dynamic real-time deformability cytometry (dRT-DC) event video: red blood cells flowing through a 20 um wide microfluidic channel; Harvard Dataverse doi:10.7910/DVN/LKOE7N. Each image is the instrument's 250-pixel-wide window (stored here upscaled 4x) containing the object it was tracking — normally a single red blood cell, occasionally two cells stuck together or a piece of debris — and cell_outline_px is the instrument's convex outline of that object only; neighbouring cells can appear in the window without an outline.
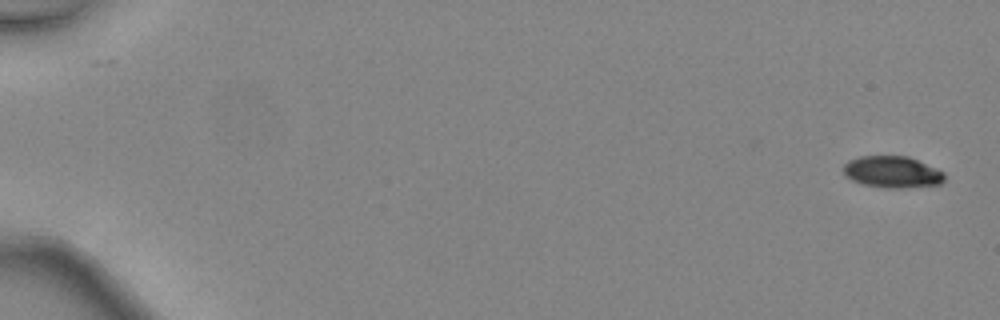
{"species": "common noctule bat (a hibernating species)", "species_latin": "Nyctalus noctula", "temperature_condition": "warm", "stored_images_in_passage": 47, "camera_frame_rate_fps": 3000, "um_per_image_px": 0.085, "animal": {"sex": "female", "body_mass_g": 24.6, "forearm_length_mm": 56.2}, "frame": {"image": 1, "passage_image": 1, "time_ms": 0.0, "image_size_px": [1000, 320], "cell_outline_px": [[944, 180], [940, 184], [896, 188], [888, 188], [864, 184], [852, 180], [844, 176], [844, 164], [848, 160], [860, 156], [908, 156], [936, 168], [944, 172]], "centroid_in_image_um": [75.82, 14.61], "position_along_channel_um": 9.2, "area_um2": 18.5}}
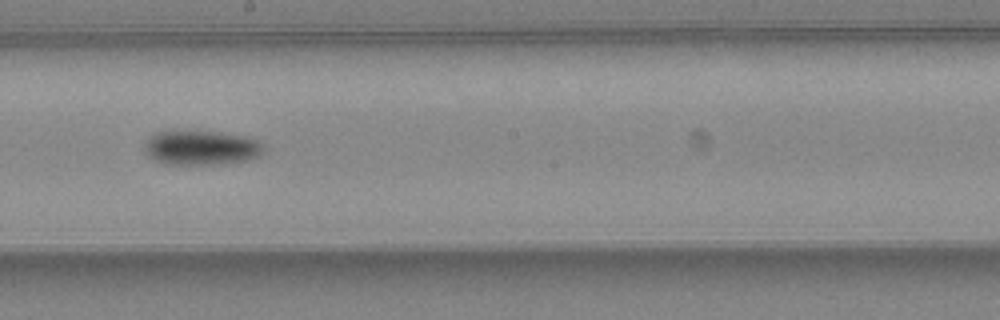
{"frame": {"image": 2, "passage_image": 28, "time_ms": 9.0, "image_size_px": [1000, 320], "cell_outline_px": [[264, 152], [248, 160], [224, 164], [164, 164], [148, 156], [144, 152], [144, 144], [156, 132], [172, 128], [220, 132], [248, 136], [264, 144]], "centroid_in_image_um": [17.08, 12.52], "position_along_channel_um": 231.1, "area_um2": 24.8}}
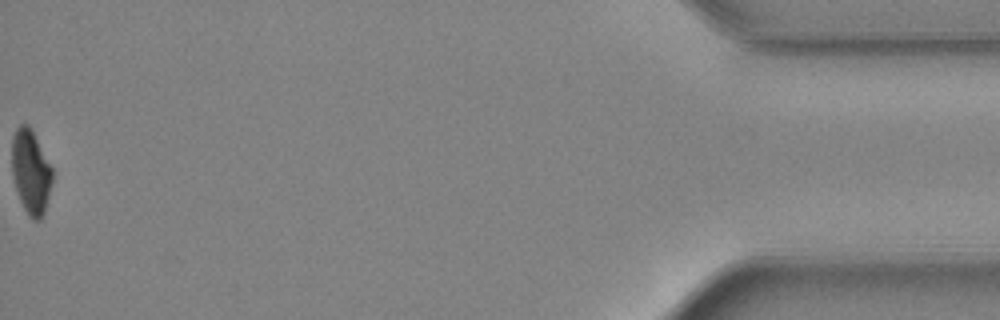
{"frame": {"image": 3, "passage_image": 47, "time_ms": 15.333, "image_size_px": [1000, 320], "cell_outline_px": [[52, 180], [44, 212], [40, 220], [32, 220], [28, 216], [20, 200], [12, 176], [12, 136], [16, 128], [20, 124], [28, 124], [32, 128], [52, 168]], "centroid_in_image_um": [2.6, 14.57], "position_along_channel_um": 432.6, "area_um2": 19.83}, "authors_computed_cell_mechanics": {"area_um2": 21.8484, "velocity_mm_per_s": 4.5682, "shape_relaxation_time_tau1_ms": 2.6875, "shape_relaxation_time_tau2_ms": null, "deformation_change_tau1": 0.1135, "deformation_change_tau2": null}}